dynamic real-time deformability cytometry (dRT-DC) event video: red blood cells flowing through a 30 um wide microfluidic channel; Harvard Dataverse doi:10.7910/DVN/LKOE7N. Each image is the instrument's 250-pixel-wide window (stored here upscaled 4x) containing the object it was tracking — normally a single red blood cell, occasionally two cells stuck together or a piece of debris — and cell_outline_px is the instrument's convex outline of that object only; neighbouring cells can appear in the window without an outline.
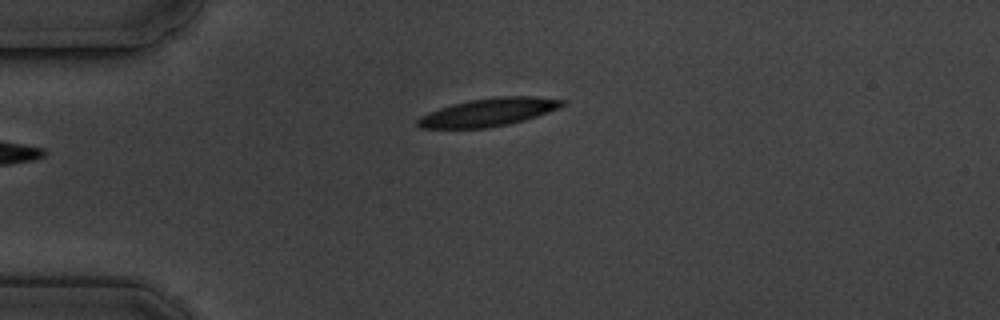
{"species": "common noctule bat (a hibernating species)", "species_latin": "Nyctalus noctula", "temperature_condition": "cold", "stored_images_in_passage": 3, "camera_frame_rate_fps": 3000, "um_per_image_px": 0.085, "animal": {"sex": "male", "body_mass_g": 19.5, "forearm_length_mm": 54.6}, "frame": {"image": 1, "passage_image": 1, "time_ms": 0.0, "image_size_px": [1000, 320], "cell_outline_px": [[568, 100], [564, 104], [548, 112], [524, 120], [508, 124], [488, 128], [420, 128], [416, 124], [416, 120], [420, 116], [428, 112], [452, 104], [468, 100], [496, 96], [536, 96]], "centroid_in_image_um": [41.51, 9.53], "position_along_channel_um": 43.5, "area_um2": 23.64}}